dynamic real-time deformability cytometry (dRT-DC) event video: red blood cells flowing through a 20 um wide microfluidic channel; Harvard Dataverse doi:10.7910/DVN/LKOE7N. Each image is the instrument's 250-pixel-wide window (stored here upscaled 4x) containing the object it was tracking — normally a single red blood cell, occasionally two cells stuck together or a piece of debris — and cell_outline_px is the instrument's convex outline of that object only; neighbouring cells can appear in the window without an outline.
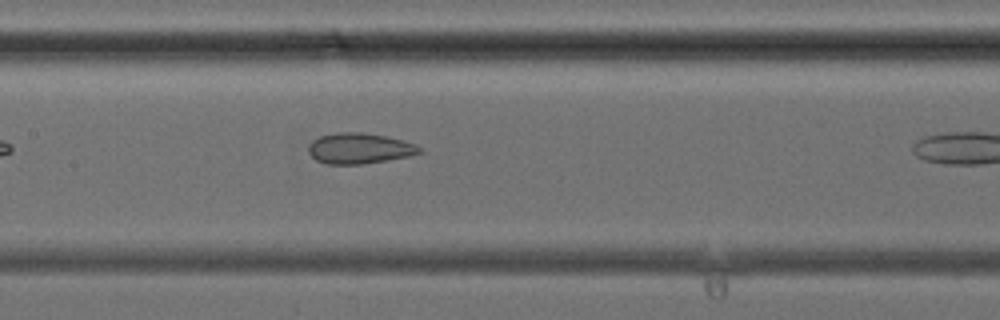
{"species": "common noctule bat (a hibernating species)", "species_latin": "Nyctalus noctula", "temperature_condition": "cold", "stored_images_in_passage": 9, "camera_frame_rate_fps": 3000, "um_per_image_px": 0.085, "animal": {"sex": "female", "body_mass_g": 24.6, "forearm_length_mm": 56.2}, "frame": {"image": 1, "passage_image": 8, "time_ms": 2.333, "image_size_px": [1000, 320], "cell_outline_px": [[424, 152], [408, 156], [388, 160], [360, 164], [328, 164], [316, 160], [308, 152], [308, 144], [312, 140], [320, 136], [336, 132], [360, 132], [384, 136], [416, 144], [424, 148]], "centroid_in_image_um": [30.55, 12.61], "position_along_channel_um": 176.9, "area_um2": 19.88}}